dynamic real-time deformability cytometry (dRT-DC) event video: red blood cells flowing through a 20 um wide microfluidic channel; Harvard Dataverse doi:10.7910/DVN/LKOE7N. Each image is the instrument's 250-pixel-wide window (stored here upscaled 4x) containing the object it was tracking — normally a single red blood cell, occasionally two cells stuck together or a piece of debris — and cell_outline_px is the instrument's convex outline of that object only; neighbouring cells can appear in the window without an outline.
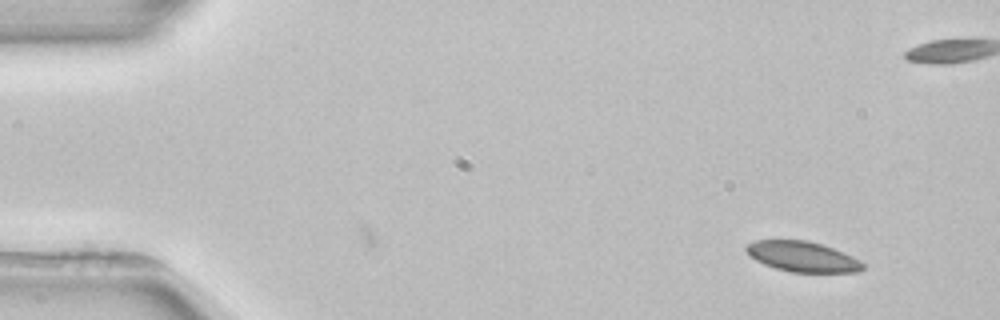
{"species": "common noctule bat (a hibernating species)", "species_latin": "Nyctalus noctula", "temperature_condition": "room temperature", "stored_images_in_passage": 2, "camera_frame_rate_fps": 3000, "um_per_image_px": 0.085, "animal": {"sex": "female", "body_mass_g": 22.7, "forearm_length_mm": 54.2}, "frame": {"image": 1, "passage_image": 2, "time_ms": 1.333, "image_size_px": [1000, 320], "cell_outline_px": [[864, 268], [860, 272], [792, 272], [776, 268], [764, 264], [748, 256], [744, 248], [748, 244], [756, 240], [808, 240], [824, 244], [852, 256], [860, 260], [864, 264]], "centroid_in_image_um": [68.21, 21.8], "position_along_channel_um": 16.8, "area_um2": 20.75}}